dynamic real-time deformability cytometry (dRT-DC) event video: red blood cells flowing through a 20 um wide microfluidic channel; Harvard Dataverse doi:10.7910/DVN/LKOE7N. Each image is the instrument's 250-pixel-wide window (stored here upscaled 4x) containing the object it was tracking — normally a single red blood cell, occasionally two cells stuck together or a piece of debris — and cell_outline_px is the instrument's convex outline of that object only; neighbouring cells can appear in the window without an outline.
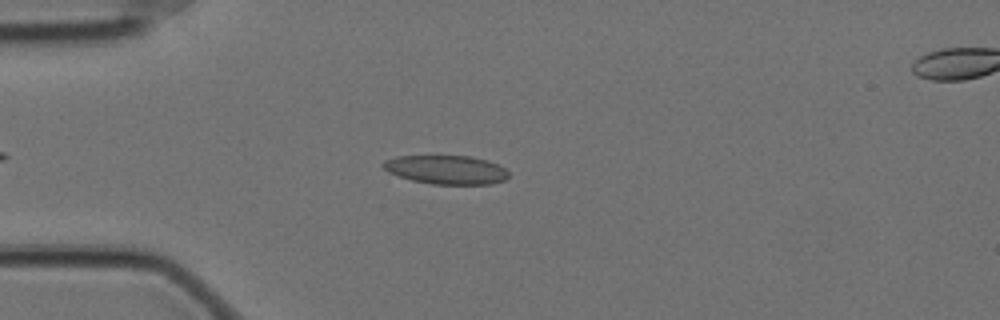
{"species": "Egyptian fruit bat (a non-hibernating species)", "species_latin": "Rousettus aegyptiacus", "temperature_condition": "cold", "stored_images_in_passage": 51, "camera_frame_rate_fps": 3000, "um_per_image_px": 0.085, "animal": {"sex": "female"}, "frame": {"image": 1, "passage_image": 13, "time_ms": 4.0, "image_size_px": [1000, 320], "cell_outline_px": [[508, 176], [504, 180], [492, 184], [432, 184], [412, 180], [388, 172], [380, 164], [384, 160], [396, 156], [472, 156], [488, 160], [504, 168], [508, 172]], "centroid_in_image_um": [37.92, 14.42], "position_along_channel_um": 47.1, "area_um2": 21.04}}
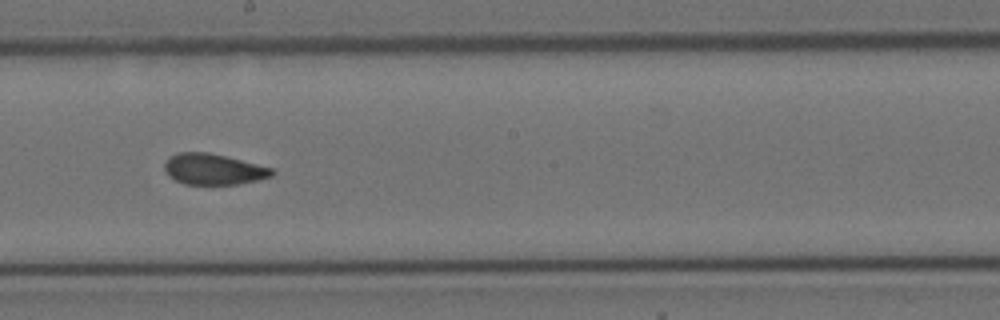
{"frame": {"image": 2, "passage_image": 30, "time_ms": 9.667, "image_size_px": [1000, 320], "cell_outline_px": [[276, 172], [272, 176], [260, 180], [236, 184], [184, 184], [168, 176], [164, 168], [164, 164], [176, 152], [208, 152], [276, 168]], "centroid_in_image_um": [18.2, 14.38], "position_along_channel_um": 230.0, "area_um2": 19.48}}
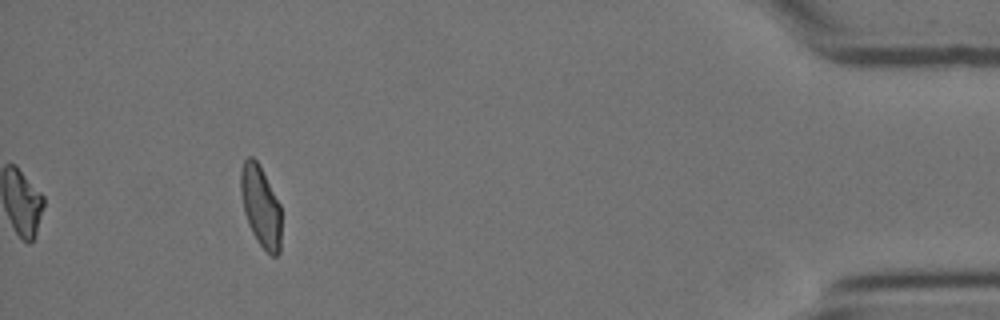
{"frame": {"image": 3, "passage_image": 51, "time_ms": 16.667, "image_size_px": [1000, 320], "cell_outline_px": [[280, 252], [276, 256], [272, 256], [256, 240], [248, 224], [244, 212], [240, 192], [240, 172], [244, 160], [248, 156], [252, 156], [256, 160], [280, 204]], "centroid_in_image_um": [22.14, 17.54], "position_along_channel_um": 413.1, "area_um2": 18.96}, "authors_computed_cell_mechanics": {"area_um2": 20.23, "velocity_mm_per_s": 3.4965, "shape_relaxation_time_tau1_ms": null, "shape_relaxation_time_tau2_ms": 1.6068, "deformation_change_tau1": null, "deformation_change_tau2": 0.0731}}